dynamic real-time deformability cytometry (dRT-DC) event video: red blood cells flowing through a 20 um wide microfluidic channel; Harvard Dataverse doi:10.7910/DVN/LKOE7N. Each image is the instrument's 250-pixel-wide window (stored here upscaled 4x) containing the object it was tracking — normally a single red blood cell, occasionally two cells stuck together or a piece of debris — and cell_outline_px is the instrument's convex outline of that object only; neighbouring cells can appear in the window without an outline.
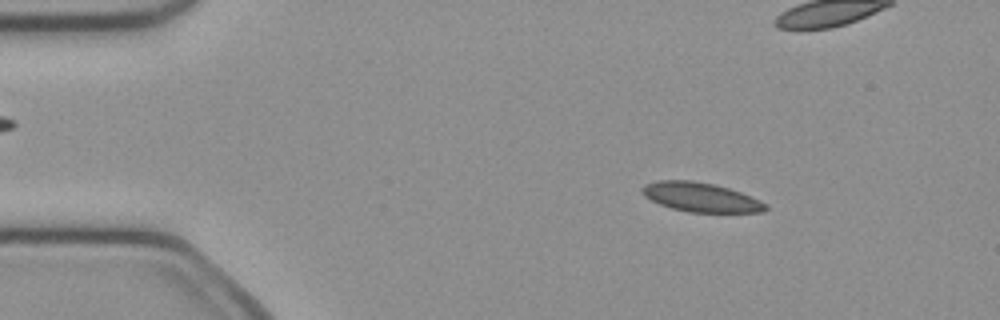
{"species": "common noctule bat (a hibernating species)", "species_latin": "Nyctalus noctula", "temperature_condition": "cold", "stored_images_in_passage": 51, "camera_frame_rate_fps": 3000, "um_per_image_px": 0.085, "animal": {"sex": "female", "body_mass_g": 21.9}, "frame": {"image": 1, "passage_image": 7, "time_ms": 2.0, "image_size_px": [1000, 320], "cell_outline_px": [[768, 208], [764, 212], [688, 212], [672, 208], [660, 204], [644, 196], [640, 192], [640, 188], [644, 184], [656, 180], [692, 180], [712, 184], [728, 188], [740, 192], [760, 200], [768, 204]], "centroid_in_image_um": [59.54, 16.76], "position_along_channel_um": 25.5, "area_um2": 21.1}}
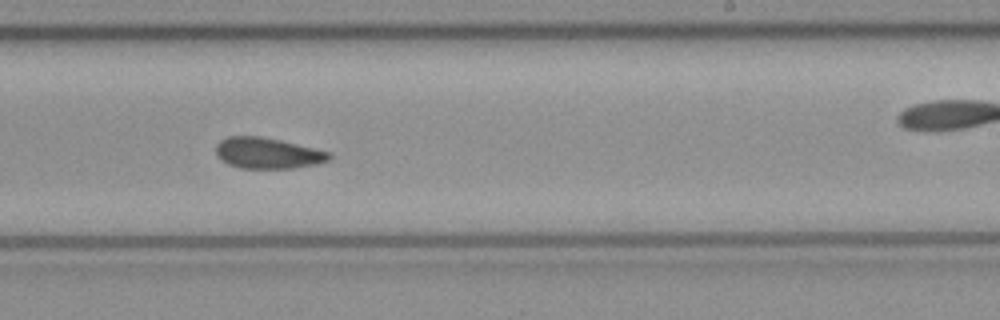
{"frame": {"image": 2, "passage_image": 30, "time_ms": 9.667, "image_size_px": [1000, 320], "cell_outline_px": [[332, 160], [320, 164], [292, 168], [240, 168], [228, 164], [220, 160], [216, 156], [216, 144], [220, 140], [228, 136], [260, 136], [280, 140], [332, 152]], "centroid_in_image_um": [22.78, 13.02], "position_along_channel_um": 266.2, "area_um2": 20.75}}
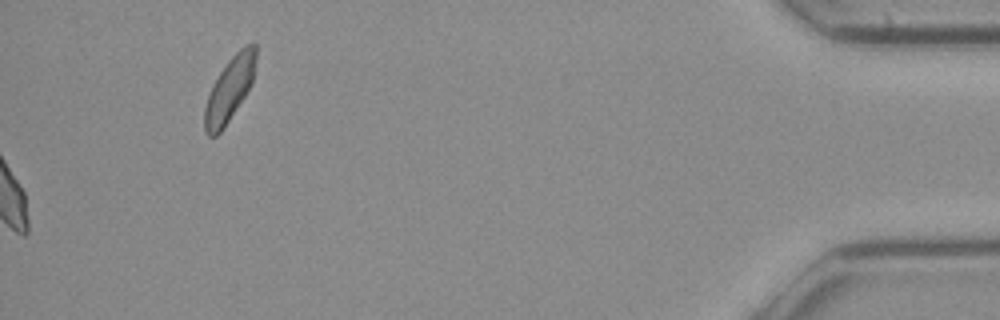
{"frame": {"image": 3, "passage_image": 51, "time_ms": 16.667, "image_size_px": [1000, 320], "cell_outline_px": [[256, 60], [252, 84], [224, 128], [216, 136], [208, 136], [204, 132], [204, 108], [212, 84], [228, 60], [244, 44], [256, 44]], "centroid_in_image_um": [19.5, 7.59], "position_along_channel_um": 415.7, "area_um2": 19.19}, "authors_computed_cell_mechanics": {"area_um2": 20.8658, "velocity_mm_per_s": 4.02, "shape_relaxation_time_tau1_ms": null, "shape_relaxation_time_tau2_ms": 2.3067, "deformation_change_tau1": null, "deformation_change_tau2": 0.0722}}